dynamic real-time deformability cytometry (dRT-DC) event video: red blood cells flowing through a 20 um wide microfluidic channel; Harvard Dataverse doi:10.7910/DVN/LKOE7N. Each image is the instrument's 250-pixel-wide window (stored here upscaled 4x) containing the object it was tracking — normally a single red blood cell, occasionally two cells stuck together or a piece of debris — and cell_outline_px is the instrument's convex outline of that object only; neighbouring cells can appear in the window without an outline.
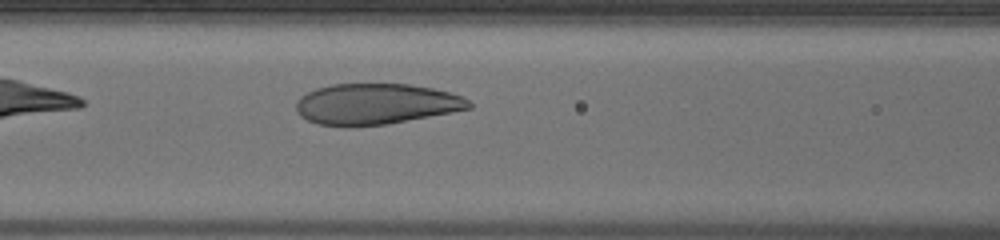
{"species": "human", "species_latin": "Homo sapiens", "temperature_condition": "warm", "stored_images_in_passage": 31, "camera_frame_rate_fps": 3000, "um_per_image_px": 0.085, "donor": {"sex": "male"}, "frame": {"image": 1, "passage_image": 8, "time_ms": 2.333, "image_size_px": [1000, 240], "cell_outline_px": [[472, 108], [384, 124], [320, 124], [308, 120], [300, 116], [296, 112], [296, 100], [300, 96], [316, 88], [332, 84], [408, 84], [432, 88], [448, 92], [460, 96], [468, 100], [472, 104]], "centroid_in_image_um": [31.93, 8.8], "position_along_channel_um": 134.7, "area_um2": 40.17}}
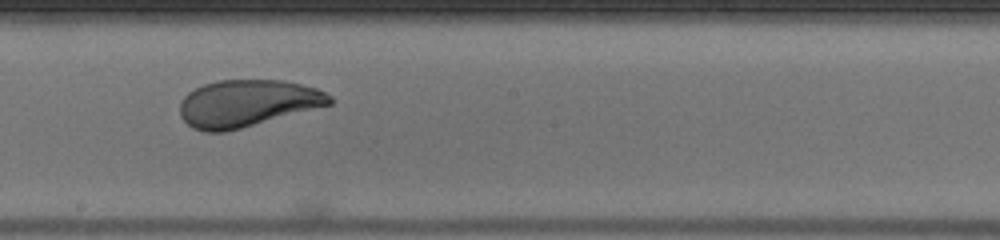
{"frame": {"image": 2, "passage_image": 15, "time_ms": 4.667, "image_size_px": [1000, 240], "cell_outline_px": [[332, 104], [240, 128], [224, 132], [204, 132], [192, 128], [180, 116], [180, 100], [188, 92], [204, 84], [216, 80], [284, 80], [316, 88], [332, 96]], "centroid_in_image_um": [20.98, 8.77], "position_along_channel_um": 227.2, "area_um2": 40.86}}
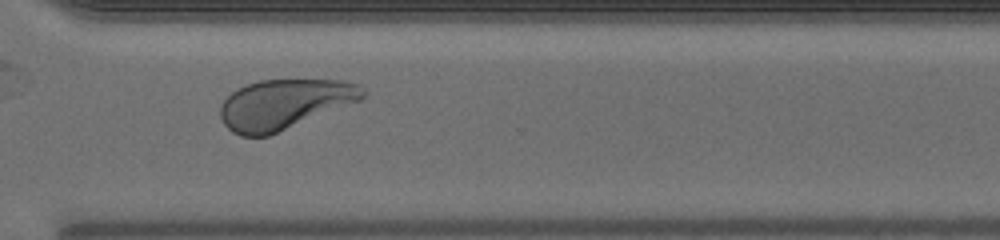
{"frame": {"image": 3, "passage_image": 24, "time_ms": 7.667, "image_size_px": [1000, 240], "cell_outline_px": [[368, 92], [360, 100], [268, 136], [240, 136], [232, 132], [224, 124], [220, 116], [220, 104], [236, 88], [260, 80], [344, 80], [356, 84]], "centroid_in_image_um": [24.14, 8.85], "position_along_channel_um": 346.5, "area_um2": 41.15}, "authors_computed_cell_mechanics": {"area_um2": 41.616, "velocity_mm_per_s": 3.9711, "shape_relaxation_time_tau1_ms": 3.4963, "shape_relaxation_time_tau2_ms": 0.8157, "deformation_change_tau1": 0.1524, "deformation_change_tau2": 0.0677}}